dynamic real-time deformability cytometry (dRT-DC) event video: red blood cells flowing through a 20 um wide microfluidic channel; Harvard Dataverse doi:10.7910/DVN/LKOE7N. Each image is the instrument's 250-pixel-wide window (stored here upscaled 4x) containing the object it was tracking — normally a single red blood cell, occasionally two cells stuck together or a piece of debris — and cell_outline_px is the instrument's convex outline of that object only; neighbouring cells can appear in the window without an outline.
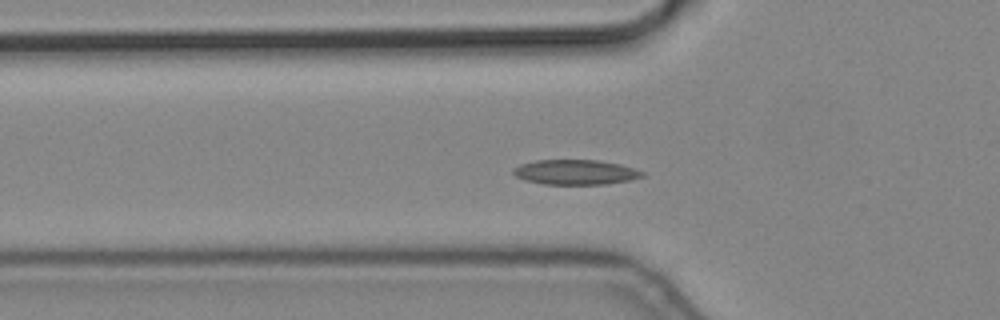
{"species": "common noctule bat (a hibernating species)", "species_latin": "Nyctalus noctula", "temperature_condition": "cold", "stored_images_in_passage": 42, "camera_frame_rate_fps": 3000, "um_per_image_px": 0.085, "animal": {"sex": "male", "body_mass_g": 19.2, "forearm_length_mm": 51.8}, "frame": {"image": 1, "passage_image": 4, "time_ms": 1.0, "image_size_px": [1000, 320], "cell_outline_px": [[644, 176], [628, 180], [608, 184], [544, 184], [524, 180], [516, 176], [512, 172], [512, 168], [520, 164], [536, 160], [600, 160], [620, 164], [644, 172]], "centroid_in_image_um": [48.88, 14.63], "position_along_channel_um": 76.9, "area_um2": 18.73}}
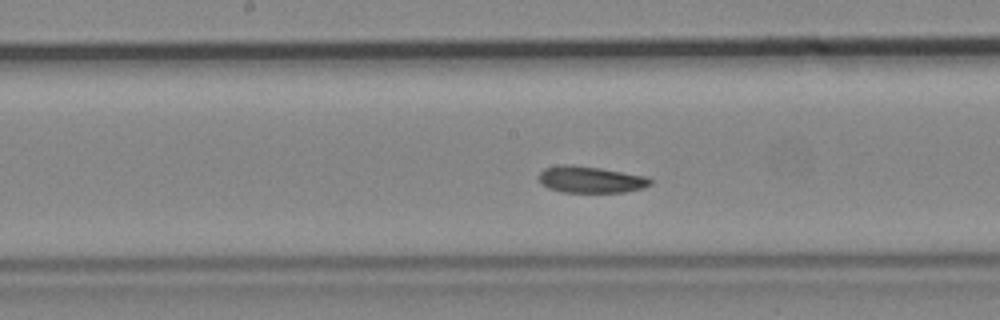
{"frame": {"image": 2, "passage_image": 14, "time_ms": 4.333, "image_size_px": [1000, 320], "cell_outline_px": [[652, 184], [644, 188], [624, 192], [564, 192], [548, 188], [540, 184], [540, 172], [544, 168], [560, 164], [572, 164], [600, 168], [644, 176], [652, 180]], "centroid_in_image_um": [50.18, 15.26], "position_along_channel_um": 198.0, "area_um2": 17.28}}
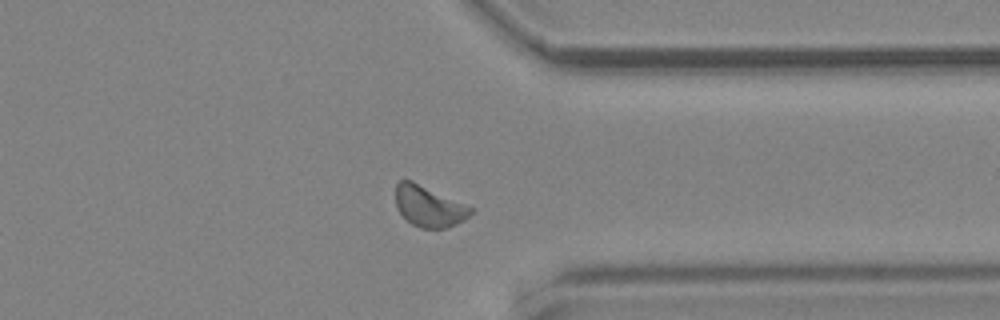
{"frame": {"image": 3, "passage_image": 29, "time_ms": 9.333, "image_size_px": [1000, 320], "cell_outline_px": [[476, 208], [464, 220], [448, 228], [420, 228], [412, 224], [396, 208], [396, 184], [400, 180], [412, 180]], "centroid_in_image_um": [36.48, 17.53], "position_along_channel_um": 374.9, "area_um2": 18.03}}